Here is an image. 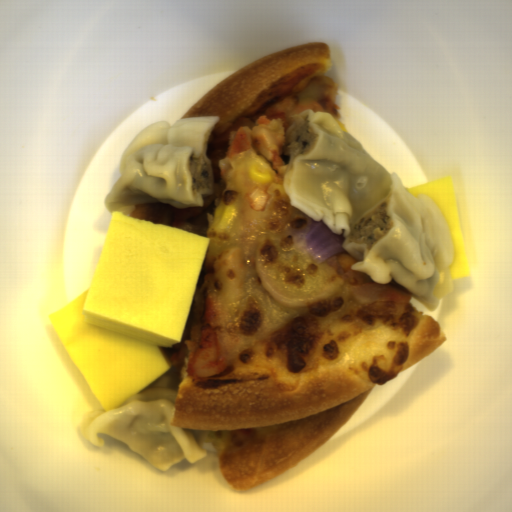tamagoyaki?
I'll return each mask as SVG.
<instances>
[{"label":"tamagoyaki","instance_id":"tamagoyaki-2","mask_svg":"<svg viewBox=\"0 0 512 512\" xmlns=\"http://www.w3.org/2000/svg\"><path fill=\"white\" fill-rule=\"evenodd\" d=\"M404 190L414 198L425 196L432 200L440 212L449 234L454 255L451 266V280L471 276L452 177L448 175L430 183L404 187Z\"/></svg>","mask_w":512,"mask_h":512},{"label":"tamagoyaki","instance_id":"tamagoyaki-1","mask_svg":"<svg viewBox=\"0 0 512 512\" xmlns=\"http://www.w3.org/2000/svg\"><path fill=\"white\" fill-rule=\"evenodd\" d=\"M209 245L112 210L88 288L49 317L104 412L171 370Z\"/></svg>","mask_w":512,"mask_h":512}]
</instances>
